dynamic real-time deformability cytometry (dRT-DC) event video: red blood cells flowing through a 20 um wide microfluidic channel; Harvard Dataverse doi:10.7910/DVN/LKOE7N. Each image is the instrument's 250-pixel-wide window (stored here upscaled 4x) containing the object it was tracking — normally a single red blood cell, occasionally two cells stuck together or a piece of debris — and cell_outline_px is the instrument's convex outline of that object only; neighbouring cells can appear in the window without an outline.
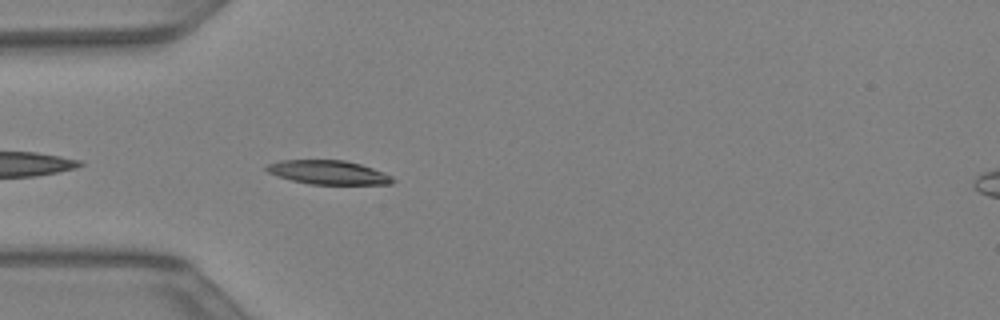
{"species": "Egyptian fruit bat (a non-hibernating species)", "species_latin": "Rousettus aegyptiacus", "temperature_condition": "warm", "stored_images_in_passage": 11, "camera_frame_rate_fps": 3000, "um_per_image_px": 0.085, "animal": {"sex": "female"}, "frame": {"image": 1, "passage_image": 2, "time_ms": 0.333, "image_size_px": [1000, 320], "cell_outline_px": [[396, 180], [392, 184], [308, 184], [292, 180], [268, 172], [264, 168], [268, 164], [280, 160], [344, 160], [360, 164], [384, 172], [392, 176]], "centroid_in_image_um": [27.93, 14.65], "position_along_channel_um": 57.1, "area_um2": 17.51}}
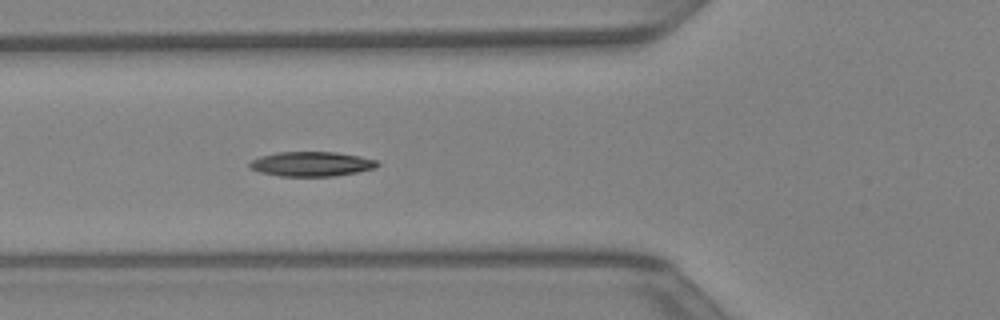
{"frame": {"image": 2, "passage_image": 5, "time_ms": 1.333, "image_size_px": [1000, 320], "cell_outline_px": [[380, 164], [376, 168], [356, 172], [332, 176], [280, 176], [260, 172], [252, 168], [248, 164], [252, 160], [260, 156], [276, 152], [336, 152], [360, 156], [376, 160]], "centroid_in_image_um": [26.49, 13.93], "position_along_channel_um": 99.3, "area_um2": 18.26}}
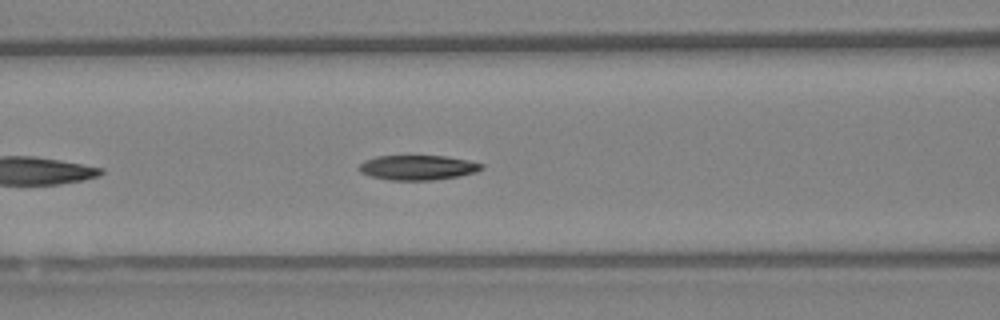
{"frame": {"image": 3, "passage_image": 7, "time_ms": 2.0, "image_size_px": [1000, 320], "cell_outline_px": [[484, 168], [476, 172], [460, 176], [432, 180], [388, 180], [372, 176], [360, 172], [356, 168], [364, 160], [376, 156], [444, 156], [468, 160], [484, 164]], "centroid_in_image_um": [35.5, 14.24], "position_along_channel_um": 131.1, "area_um2": 17.8}}